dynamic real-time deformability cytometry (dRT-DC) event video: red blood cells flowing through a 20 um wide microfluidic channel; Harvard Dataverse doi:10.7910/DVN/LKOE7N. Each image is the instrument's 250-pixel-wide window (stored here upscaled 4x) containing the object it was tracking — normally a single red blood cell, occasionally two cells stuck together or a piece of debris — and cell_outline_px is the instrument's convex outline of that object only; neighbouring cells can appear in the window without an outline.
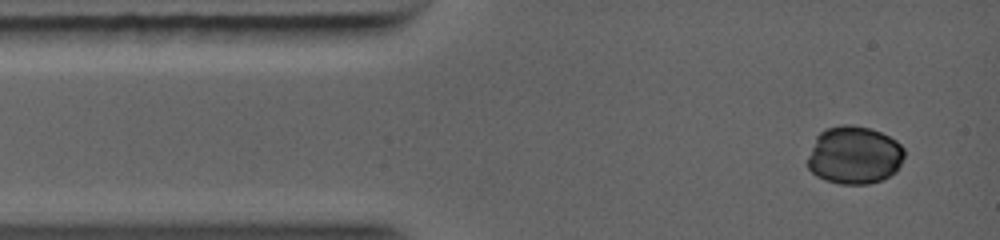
{"species": "common noctule bat (a hibernating species)", "species_latin": "Nyctalus noctula", "temperature_condition": "warm", "stored_images_in_passage": 4, "camera_frame_rate_fps": 5000, "um_per_image_px": 0.085, "animal": {"sex": "female", "body_mass_g": 19.0, "forearm_length_mm": 56.7}, "frame": {"image": 1, "passage_image": 1, "time_ms": 0.0, "image_size_px": [1000, 240], "cell_outline_px": [[904, 156], [900, 164], [888, 176], [880, 180], [864, 184], [848, 184], [828, 180], [812, 172], [808, 168], [808, 160], [816, 136], [820, 132], [828, 128], [844, 124], [848, 124], [868, 128], [880, 132], [896, 140], [904, 148]], "centroid_in_image_um": [72.62, 13.16], "position_along_channel_um": 12.4, "area_um2": 31.91}}
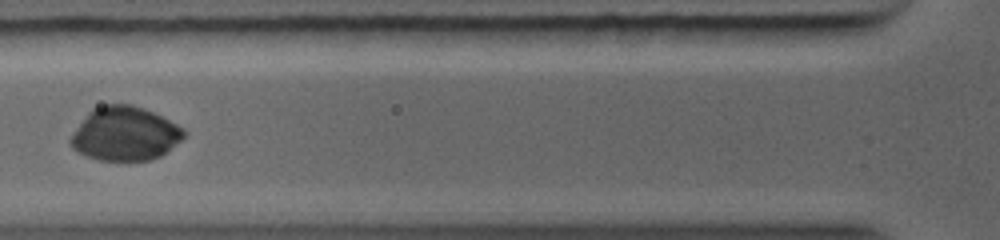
{"frame": {"image": 2, "passage_image": 4, "time_ms": 3.2, "image_size_px": [1000, 240], "cell_outline_px": [[184, 136], [164, 152], [148, 160], [104, 160], [92, 156], [76, 148], [72, 144], [72, 136], [80, 124], [92, 108], [104, 104], [132, 104], [144, 108], [176, 124], [184, 132]], "centroid_in_image_um": [10.63, 11.33], "position_along_channel_um": 115.2, "area_um2": 33.99}}